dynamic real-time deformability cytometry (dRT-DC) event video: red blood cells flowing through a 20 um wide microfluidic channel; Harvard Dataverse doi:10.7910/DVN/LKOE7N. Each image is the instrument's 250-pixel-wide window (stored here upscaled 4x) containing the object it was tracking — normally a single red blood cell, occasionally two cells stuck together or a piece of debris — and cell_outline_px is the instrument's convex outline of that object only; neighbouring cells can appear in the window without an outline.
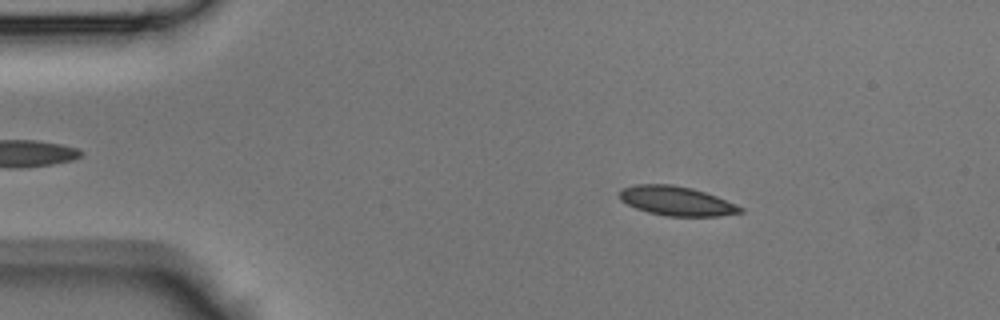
{"species": "Egyptian fruit bat (a non-hibernating species)", "species_latin": "Rousettus aegyptiacus", "temperature_condition": "room temperature", "stored_images_in_passage": 47, "camera_frame_rate_fps": 3000, "um_per_image_px": 0.085, "animal": {"sex": "male"}, "frame": {"image": 1, "passage_image": 7, "time_ms": 2.0, "image_size_px": [1000, 320], "cell_outline_px": [[744, 212], [720, 216], [668, 216], [648, 212], [636, 208], [620, 200], [620, 188], [636, 184], [672, 184], [692, 188], [716, 196], [736, 204], [744, 208]], "centroid_in_image_um": [57.51, 17.08], "position_along_channel_um": 27.5, "area_um2": 20.63}}
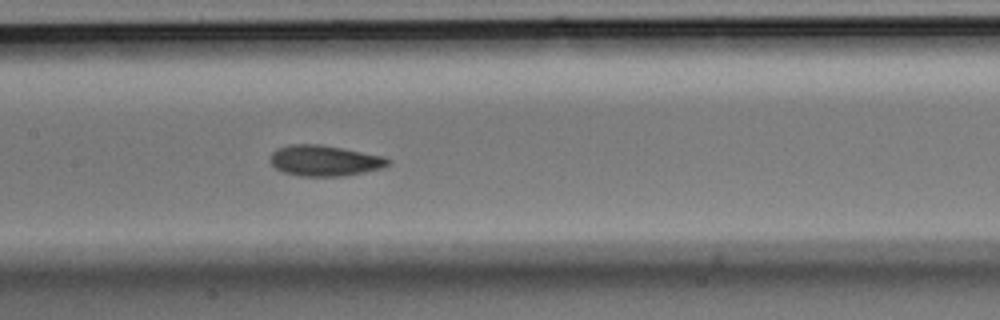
{"frame": {"image": 2, "passage_image": 22, "time_ms": 7.0, "image_size_px": [1000, 320], "cell_outline_px": [[392, 160], [384, 168], [344, 176], [300, 176], [284, 172], [276, 168], [268, 160], [272, 152], [276, 148], [288, 144], [320, 144], [384, 156]], "centroid_in_image_um": [27.58, 13.65], "position_along_channel_um": 179.8, "area_um2": 21.27}}
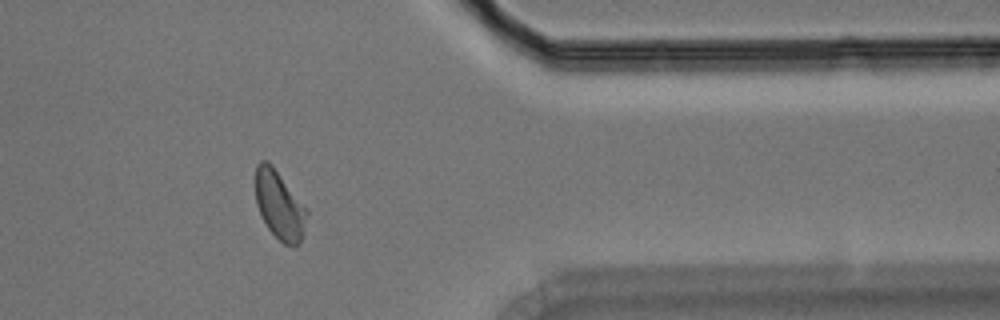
{"frame": {"image": 3, "passage_image": 38, "time_ms": 12.333, "image_size_px": [1000, 320], "cell_outline_px": [[308, 212], [304, 232], [300, 244], [284, 244], [268, 228], [256, 204], [256, 164], [260, 160], [268, 160], [272, 164], [308, 208]], "centroid_in_image_um": [23.78, 17.39], "position_along_channel_um": 387.6, "area_um2": 20.52}}